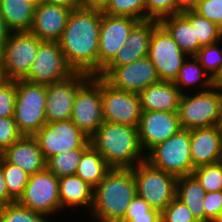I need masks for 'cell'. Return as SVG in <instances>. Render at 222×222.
Instances as JSON below:
<instances>
[{"label": "cell", "mask_w": 222, "mask_h": 222, "mask_svg": "<svg viewBox=\"0 0 222 222\" xmlns=\"http://www.w3.org/2000/svg\"><path fill=\"white\" fill-rule=\"evenodd\" d=\"M100 24L101 10L72 9L58 44L74 72L98 76Z\"/></svg>", "instance_id": "obj_1"}, {"label": "cell", "mask_w": 222, "mask_h": 222, "mask_svg": "<svg viewBox=\"0 0 222 222\" xmlns=\"http://www.w3.org/2000/svg\"><path fill=\"white\" fill-rule=\"evenodd\" d=\"M136 194L132 168H111L93 188L89 214L95 222H121Z\"/></svg>", "instance_id": "obj_2"}, {"label": "cell", "mask_w": 222, "mask_h": 222, "mask_svg": "<svg viewBox=\"0 0 222 222\" xmlns=\"http://www.w3.org/2000/svg\"><path fill=\"white\" fill-rule=\"evenodd\" d=\"M90 144L110 168H133L146 160L137 127L104 121L90 137Z\"/></svg>", "instance_id": "obj_3"}, {"label": "cell", "mask_w": 222, "mask_h": 222, "mask_svg": "<svg viewBox=\"0 0 222 222\" xmlns=\"http://www.w3.org/2000/svg\"><path fill=\"white\" fill-rule=\"evenodd\" d=\"M16 98L13 119L22 135L34 136L46 123V85L15 80Z\"/></svg>", "instance_id": "obj_4"}, {"label": "cell", "mask_w": 222, "mask_h": 222, "mask_svg": "<svg viewBox=\"0 0 222 222\" xmlns=\"http://www.w3.org/2000/svg\"><path fill=\"white\" fill-rule=\"evenodd\" d=\"M42 40L30 31L11 32L0 49V74L5 80L24 79Z\"/></svg>", "instance_id": "obj_5"}, {"label": "cell", "mask_w": 222, "mask_h": 222, "mask_svg": "<svg viewBox=\"0 0 222 222\" xmlns=\"http://www.w3.org/2000/svg\"><path fill=\"white\" fill-rule=\"evenodd\" d=\"M221 90L212 87L195 93H182L178 106L181 129L203 128L217 125L220 121Z\"/></svg>", "instance_id": "obj_6"}, {"label": "cell", "mask_w": 222, "mask_h": 222, "mask_svg": "<svg viewBox=\"0 0 222 222\" xmlns=\"http://www.w3.org/2000/svg\"><path fill=\"white\" fill-rule=\"evenodd\" d=\"M146 161L177 178L192 175L195 167L190 152V130L180 129L157 144L146 154Z\"/></svg>", "instance_id": "obj_7"}, {"label": "cell", "mask_w": 222, "mask_h": 222, "mask_svg": "<svg viewBox=\"0 0 222 222\" xmlns=\"http://www.w3.org/2000/svg\"><path fill=\"white\" fill-rule=\"evenodd\" d=\"M136 181L137 195L152 209H163L176 197L177 177L143 161L132 168Z\"/></svg>", "instance_id": "obj_8"}, {"label": "cell", "mask_w": 222, "mask_h": 222, "mask_svg": "<svg viewBox=\"0 0 222 222\" xmlns=\"http://www.w3.org/2000/svg\"><path fill=\"white\" fill-rule=\"evenodd\" d=\"M16 202L52 218L51 215L61 212L59 178L47 168L30 175L22 195Z\"/></svg>", "instance_id": "obj_9"}, {"label": "cell", "mask_w": 222, "mask_h": 222, "mask_svg": "<svg viewBox=\"0 0 222 222\" xmlns=\"http://www.w3.org/2000/svg\"><path fill=\"white\" fill-rule=\"evenodd\" d=\"M45 160L62 152L74 149H87L90 138L70 119L47 122L35 135Z\"/></svg>", "instance_id": "obj_10"}, {"label": "cell", "mask_w": 222, "mask_h": 222, "mask_svg": "<svg viewBox=\"0 0 222 222\" xmlns=\"http://www.w3.org/2000/svg\"><path fill=\"white\" fill-rule=\"evenodd\" d=\"M70 120L89 138L103 124L102 77L92 76L78 90Z\"/></svg>", "instance_id": "obj_11"}, {"label": "cell", "mask_w": 222, "mask_h": 222, "mask_svg": "<svg viewBox=\"0 0 222 222\" xmlns=\"http://www.w3.org/2000/svg\"><path fill=\"white\" fill-rule=\"evenodd\" d=\"M148 58L155 66L160 81L174 82L188 55L159 24L151 36Z\"/></svg>", "instance_id": "obj_12"}, {"label": "cell", "mask_w": 222, "mask_h": 222, "mask_svg": "<svg viewBox=\"0 0 222 222\" xmlns=\"http://www.w3.org/2000/svg\"><path fill=\"white\" fill-rule=\"evenodd\" d=\"M98 76L112 87L132 93H139L160 82L156 68L148 56L128 65L106 66Z\"/></svg>", "instance_id": "obj_13"}, {"label": "cell", "mask_w": 222, "mask_h": 222, "mask_svg": "<svg viewBox=\"0 0 222 222\" xmlns=\"http://www.w3.org/2000/svg\"><path fill=\"white\" fill-rule=\"evenodd\" d=\"M74 71L67 64L58 41H42L25 81L50 85L70 77Z\"/></svg>", "instance_id": "obj_14"}, {"label": "cell", "mask_w": 222, "mask_h": 222, "mask_svg": "<svg viewBox=\"0 0 222 222\" xmlns=\"http://www.w3.org/2000/svg\"><path fill=\"white\" fill-rule=\"evenodd\" d=\"M141 113L138 93L116 89L102 78V115L105 122L137 127Z\"/></svg>", "instance_id": "obj_15"}, {"label": "cell", "mask_w": 222, "mask_h": 222, "mask_svg": "<svg viewBox=\"0 0 222 222\" xmlns=\"http://www.w3.org/2000/svg\"><path fill=\"white\" fill-rule=\"evenodd\" d=\"M91 77L86 73L74 72L65 80L46 85L45 117L47 122L71 118L75 96Z\"/></svg>", "instance_id": "obj_16"}, {"label": "cell", "mask_w": 222, "mask_h": 222, "mask_svg": "<svg viewBox=\"0 0 222 222\" xmlns=\"http://www.w3.org/2000/svg\"><path fill=\"white\" fill-rule=\"evenodd\" d=\"M139 22L131 17L110 16L101 11L98 75L125 46L129 32Z\"/></svg>", "instance_id": "obj_17"}, {"label": "cell", "mask_w": 222, "mask_h": 222, "mask_svg": "<svg viewBox=\"0 0 222 222\" xmlns=\"http://www.w3.org/2000/svg\"><path fill=\"white\" fill-rule=\"evenodd\" d=\"M180 129L177 112L142 111L137 130L145 155Z\"/></svg>", "instance_id": "obj_18"}, {"label": "cell", "mask_w": 222, "mask_h": 222, "mask_svg": "<svg viewBox=\"0 0 222 222\" xmlns=\"http://www.w3.org/2000/svg\"><path fill=\"white\" fill-rule=\"evenodd\" d=\"M72 9L41 2L34 8L33 23L29 30L42 41H58L66 27Z\"/></svg>", "instance_id": "obj_19"}, {"label": "cell", "mask_w": 222, "mask_h": 222, "mask_svg": "<svg viewBox=\"0 0 222 222\" xmlns=\"http://www.w3.org/2000/svg\"><path fill=\"white\" fill-rule=\"evenodd\" d=\"M193 166L215 164L222 160V130L217 126L190 129Z\"/></svg>", "instance_id": "obj_20"}, {"label": "cell", "mask_w": 222, "mask_h": 222, "mask_svg": "<svg viewBox=\"0 0 222 222\" xmlns=\"http://www.w3.org/2000/svg\"><path fill=\"white\" fill-rule=\"evenodd\" d=\"M0 155L29 176L46 169V160L34 136L22 135Z\"/></svg>", "instance_id": "obj_21"}, {"label": "cell", "mask_w": 222, "mask_h": 222, "mask_svg": "<svg viewBox=\"0 0 222 222\" xmlns=\"http://www.w3.org/2000/svg\"><path fill=\"white\" fill-rule=\"evenodd\" d=\"M142 111L177 112L182 92L174 82L160 81L140 91Z\"/></svg>", "instance_id": "obj_22"}, {"label": "cell", "mask_w": 222, "mask_h": 222, "mask_svg": "<svg viewBox=\"0 0 222 222\" xmlns=\"http://www.w3.org/2000/svg\"><path fill=\"white\" fill-rule=\"evenodd\" d=\"M61 211L84 206L89 212L93 202V187L76 174L59 178ZM66 207V208H65Z\"/></svg>", "instance_id": "obj_23"}, {"label": "cell", "mask_w": 222, "mask_h": 222, "mask_svg": "<svg viewBox=\"0 0 222 222\" xmlns=\"http://www.w3.org/2000/svg\"><path fill=\"white\" fill-rule=\"evenodd\" d=\"M159 23L188 56H195L202 47L198 40H195L194 26H191L181 13L164 17Z\"/></svg>", "instance_id": "obj_24"}, {"label": "cell", "mask_w": 222, "mask_h": 222, "mask_svg": "<svg viewBox=\"0 0 222 222\" xmlns=\"http://www.w3.org/2000/svg\"><path fill=\"white\" fill-rule=\"evenodd\" d=\"M35 5L27 0H0V12L11 32L29 31Z\"/></svg>", "instance_id": "obj_25"}, {"label": "cell", "mask_w": 222, "mask_h": 222, "mask_svg": "<svg viewBox=\"0 0 222 222\" xmlns=\"http://www.w3.org/2000/svg\"><path fill=\"white\" fill-rule=\"evenodd\" d=\"M205 190L193 175L182 176L177 179L176 198L184 203L198 222H205L203 199Z\"/></svg>", "instance_id": "obj_26"}, {"label": "cell", "mask_w": 222, "mask_h": 222, "mask_svg": "<svg viewBox=\"0 0 222 222\" xmlns=\"http://www.w3.org/2000/svg\"><path fill=\"white\" fill-rule=\"evenodd\" d=\"M174 84L182 93L187 92V90H189L188 92H191V87L195 88L198 86L199 88L197 90H192L205 91L213 87V79L204 71L203 67L195 56H188L180 68Z\"/></svg>", "instance_id": "obj_27"}, {"label": "cell", "mask_w": 222, "mask_h": 222, "mask_svg": "<svg viewBox=\"0 0 222 222\" xmlns=\"http://www.w3.org/2000/svg\"><path fill=\"white\" fill-rule=\"evenodd\" d=\"M110 169L102 155L90 145L83 152L75 174L94 188Z\"/></svg>", "instance_id": "obj_28"}, {"label": "cell", "mask_w": 222, "mask_h": 222, "mask_svg": "<svg viewBox=\"0 0 222 222\" xmlns=\"http://www.w3.org/2000/svg\"><path fill=\"white\" fill-rule=\"evenodd\" d=\"M181 14L194 26L195 40L201 46L222 42V29L205 17L200 16L194 10H185Z\"/></svg>", "instance_id": "obj_29"}, {"label": "cell", "mask_w": 222, "mask_h": 222, "mask_svg": "<svg viewBox=\"0 0 222 222\" xmlns=\"http://www.w3.org/2000/svg\"><path fill=\"white\" fill-rule=\"evenodd\" d=\"M85 150L74 149L54 155L46 161V168L58 178L74 175Z\"/></svg>", "instance_id": "obj_30"}, {"label": "cell", "mask_w": 222, "mask_h": 222, "mask_svg": "<svg viewBox=\"0 0 222 222\" xmlns=\"http://www.w3.org/2000/svg\"><path fill=\"white\" fill-rule=\"evenodd\" d=\"M159 24L157 20L139 21L129 32L125 46L132 52H148L152 33Z\"/></svg>", "instance_id": "obj_31"}, {"label": "cell", "mask_w": 222, "mask_h": 222, "mask_svg": "<svg viewBox=\"0 0 222 222\" xmlns=\"http://www.w3.org/2000/svg\"><path fill=\"white\" fill-rule=\"evenodd\" d=\"M102 13L110 16L131 17L146 20V0H109Z\"/></svg>", "instance_id": "obj_32"}, {"label": "cell", "mask_w": 222, "mask_h": 222, "mask_svg": "<svg viewBox=\"0 0 222 222\" xmlns=\"http://www.w3.org/2000/svg\"><path fill=\"white\" fill-rule=\"evenodd\" d=\"M0 169L6 182L8 195L16 202L23 193L29 175L18 166L8 163L1 155Z\"/></svg>", "instance_id": "obj_33"}, {"label": "cell", "mask_w": 222, "mask_h": 222, "mask_svg": "<svg viewBox=\"0 0 222 222\" xmlns=\"http://www.w3.org/2000/svg\"><path fill=\"white\" fill-rule=\"evenodd\" d=\"M44 214L34 212L17 202L0 206V222H50Z\"/></svg>", "instance_id": "obj_34"}, {"label": "cell", "mask_w": 222, "mask_h": 222, "mask_svg": "<svg viewBox=\"0 0 222 222\" xmlns=\"http://www.w3.org/2000/svg\"><path fill=\"white\" fill-rule=\"evenodd\" d=\"M192 175L206 193L222 190V161L194 168Z\"/></svg>", "instance_id": "obj_35"}, {"label": "cell", "mask_w": 222, "mask_h": 222, "mask_svg": "<svg viewBox=\"0 0 222 222\" xmlns=\"http://www.w3.org/2000/svg\"><path fill=\"white\" fill-rule=\"evenodd\" d=\"M121 222H161V213L136 194Z\"/></svg>", "instance_id": "obj_36"}, {"label": "cell", "mask_w": 222, "mask_h": 222, "mask_svg": "<svg viewBox=\"0 0 222 222\" xmlns=\"http://www.w3.org/2000/svg\"><path fill=\"white\" fill-rule=\"evenodd\" d=\"M220 43L219 41L211 45L202 46L195 55L204 71L212 79L216 77L222 67V48L220 46L222 44Z\"/></svg>", "instance_id": "obj_37"}, {"label": "cell", "mask_w": 222, "mask_h": 222, "mask_svg": "<svg viewBox=\"0 0 222 222\" xmlns=\"http://www.w3.org/2000/svg\"><path fill=\"white\" fill-rule=\"evenodd\" d=\"M161 222H198L190 209L176 197L161 212Z\"/></svg>", "instance_id": "obj_38"}, {"label": "cell", "mask_w": 222, "mask_h": 222, "mask_svg": "<svg viewBox=\"0 0 222 222\" xmlns=\"http://www.w3.org/2000/svg\"><path fill=\"white\" fill-rule=\"evenodd\" d=\"M178 14L177 0H146V20L160 21Z\"/></svg>", "instance_id": "obj_39"}, {"label": "cell", "mask_w": 222, "mask_h": 222, "mask_svg": "<svg viewBox=\"0 0 222 222\" xmlns=\"http://www.w3.org/2000/svg\"><path fill=\"white\" fill-rule=\"evenodd\" d=\"M16 82L3 80L0 83V117H13L15 111Z\"/></svg>", "instance_id": "obj_40"}, {"label": "cell", "mask_w": 222, "mask_h": 222, "mask_svg": "<svg viewBox=\"0 0 222 222\" xmlns=\"http://www.w3.org/2000/svg\"><path fill=\"white\" fill-rule=\"evenodd\" d=\"M203 208L205 222H219L222 218V190L206 193Z\"/></svg>", "instance_id": "obj_41"}, {"label": "cell", "mask_w": 222, "mask_h": 222, "mask_svg": "<svg viewBox=\"0 0 222 222\" xmlns=\"http://www.w3.org/2000/svg\"><path fill=\"white\" fill-rule=\"evenodd\" d=\"M21 136L13 117H0V154Z\"/></svg>", "instance_id": "obj_42"}, {"label": "cell", "mask_w": 222, "mask_h": 222, "mask_svg": "<svg viewBox=\"0 0 222 222\" xmlns=\"http://www.w3.org/2000/svg\"><path fill=\"white\" fill-rule=\"evenodd\" d=\"M194 11L222 29V0H201Z\"/></svg>", "instance_id": "obj_43"}, {"label": "cell", "mask_w": 222, "mask_h": 222, "mask_svg": "<svg viewBox=\"0 0 222 222\" xmlns=\"http://www.w3.org/2000/svg\"><path fill=\"white\" fill-rule=\"evenodd\" d=\"M146 56H148V52H132L129 47L123 46L107 66L128 65Z\"/></svg>", "instance_id": "obj_44"}, {"label": "cell", "mask_w": 222, "mask_h": 222, "mask_svg": "<svg viewBox=\"0 0 222 222\" xmlns=\"http://www.w3.org/2000/svg\"><path fill=\"white\" fill-rule=\"evenodd\" d=\"M15 202L9 195L6 187V182L0 169V206Z\"/></svg>", "instance_id": "obj_45"}, {"label": "cell", "mask_w": 222, "mask_h": 222, "mask_svg": "<svg viewBox=\"0 0 222 222\" xmlns=\"http://www.w3.org/2000/svg\"><path fill=\"white\" fill-rule=\"evenodd\" d=\"M109 0H80V8L103 10Z\"/></svg>", "instance_id": "obj_46"}, {"label": "cell", "mask_w": 222, "mask_h": 222, "mask_svg": "<svg viewBox=\"0 0 222 222\" xmlns=\"http://www.w3.org/2000/svg\"><path fill=\"white\" fill-rule=\"evenodd\" d=\"M42 2L57 4L71 9L80 8V0H42Z\"/></svg>", "instance_id": "obj_47"}, {"label": "cell", "mask_w": 222, "mask_h": 222, "mask_svg": "<svg viewBox=\"0 0 222 222\" xmlns=\"http://www.w3.org/2000/svg\"><path fill=\"white\" fill-rule=\"evenodd\" d=\"M201 0H177L178 14L185 10H194Z\"/></svg>", "instance_id": "obj_48"}, {"label": "cell", "mask_w": 222, "mask_h": 222, "mask_svg": "<svg viewBox=\"0 0 222 222\" xmlns=\"http://www.w3.org/2000/svg\"><path fill=\"white\" fill-rule=\"evenodd\" d=\"M11 31L8 29L5 20L3 19L0 12V49L4 43L8 40Z\"/></svg>", "instance_id": "obj_49"}, {"label": "cell", "mask_w": 222, "mask_h": 222, "mask_svg": "<svg viewBox=\"0 0 222 222\" xmlns=\"http://www.w3.org/2000/svg\"><path fill=\"white\" fill-rule=\"evenodd\" d=\"M213 87L222 90V67L216 77L213 79Z\"/></svg>", "instance_id": "obj_50"}, {"label": "cell", "mask_w": 222, "mask_h": 222, "mask_svg": "<svg viewBox=\"0 0 222 222\" xmlns=\"http://www.w3.org/2000/svg\"><path fill=\"white\" fill-rule=\"evenodd\" d=\"M217 126L222 130V90H221V100H220V121Z\"/></svg>", "instance_id": "obj_51"}, {"label": "cell", "mask_w": 222, "mask_h": 222, "mask_svg": "<svg viewBox=\"0 0 222 222\" xmlns=\"http://www.w3.org/2000/svg\"><path fill=\"white\" fill-rule=\"evenodd\" d=\"M29 2H31L32 4H34L35 6L40 4L42 2V0H27Z\"/></svg>", "instance_id": "obj_52"}, {"label": "cell", "mask_w": 222, "mask_h": 222, "mask_svg": "<svg viewBox=\"0 0 222 222\" xmlns=\"http://www.w3.org/2000/svg\"><path fill=\"white\" fill-rule=\"evenodd\" d=\"M4 80V77L0 74V83Z\"/></svg>", "instance_id": "obj_53"}]
</instances>
